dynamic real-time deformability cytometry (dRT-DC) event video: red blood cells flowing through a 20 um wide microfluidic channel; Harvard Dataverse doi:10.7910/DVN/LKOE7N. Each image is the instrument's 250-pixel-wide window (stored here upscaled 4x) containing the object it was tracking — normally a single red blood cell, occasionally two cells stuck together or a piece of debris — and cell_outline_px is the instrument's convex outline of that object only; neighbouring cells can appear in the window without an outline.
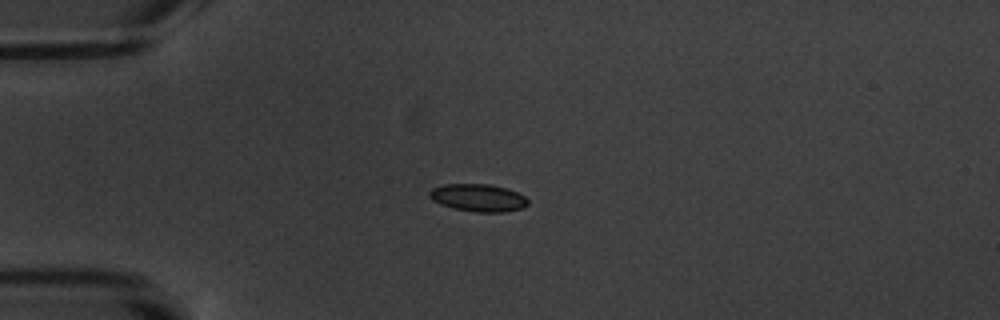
{"species": "common noctule bat (a hibernating species)", "species_latin": "Nyctalus noctula", "temperature_condition": "warm", "stored_images_in_passage": 1, "camera_frame_rate_fps": 3000, "um_per_image_px": 0.085, "animal": {"sex": "male", "body_mass_g": 20.1, "forearm_length_mm": 53.5}, "frame": {"image": 1, "passage_image": 1, "time_ms": 0.0, "image_size_px": [1000, 320], "cell_outline_px": [[528, 204], [524, 208], [504, 212], [476, 212], [452, 208], [440, 204], [432, 200], [428, 196], [428, 192], [432, 188], [444, 184], [488, 184], [504, 188], [516, 192], [524, 196], [528, 200]], "centroid_in_image_um": [40.62, 16.81], "position_along_channel_um": 44.4, "area_um2": 15.84}}